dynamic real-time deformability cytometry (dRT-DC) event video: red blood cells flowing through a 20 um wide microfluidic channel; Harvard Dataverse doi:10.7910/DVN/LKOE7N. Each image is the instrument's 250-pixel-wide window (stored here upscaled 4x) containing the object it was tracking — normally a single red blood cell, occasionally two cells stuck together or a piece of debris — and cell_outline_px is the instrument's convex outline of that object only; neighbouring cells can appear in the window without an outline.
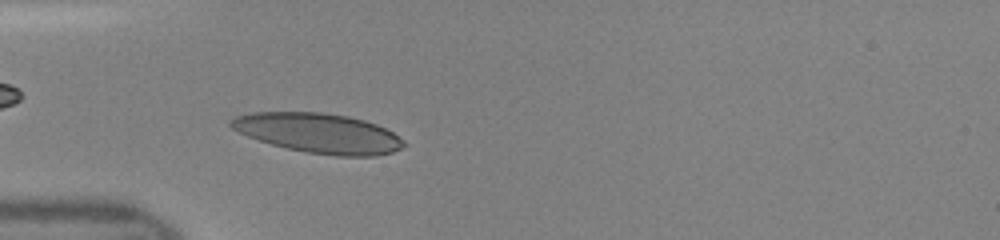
{"species": "human", "species_latin": "Homo sapiens", "temperature_condition": "room temperature", "stored_images_in_passage": 40, "camera_frame_rate_fps": 3000, "um_per_image_px": 0.085, "donor": {"sex": "female"}, "frame": {"image": 1, "passage_image": 10, "time_ms": 3.0, "image_size_px": [1000, 240], "cell_outline_px": [[408, 144], [392, 152], [376, 156], [336, 156], [308, 152], [288, 148], [272, 144], [248, 136], [232, 128], [228, 124], [228, 120], [236, 116], [252, 112], [320, 112], [348, 116], [364, 120], [376, 124], [392, 132], [404, 140]], "centroid_in_image_um": [27.09, 11.31], "position_along_channel_um": 57.9, "area_um2": 39.88}}
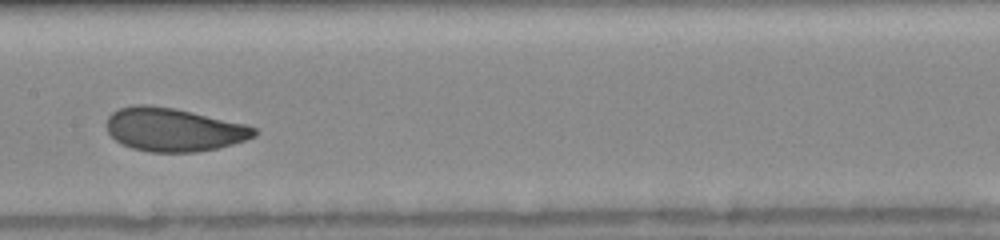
{"frame": {"image": 2, "passage_image": 20, "time_ms": 6.333, "image_size_px": [1000, 240], "cell_outline_px": [[260, 132], [256, 136], [232, 144], [216, 148], [196, 152], [148, 152], [132, 148], [120, 144], [108, 132], [104, 124], [108, 116], [112, 112], [120, 108], [132, 104], [148, 104], [172, 108], [244, 124], [256, 128]], "centroid_in_image_um": [14.7, 11.02], "position_along_channel_um": 192.7, "area_um2": 37.34}}
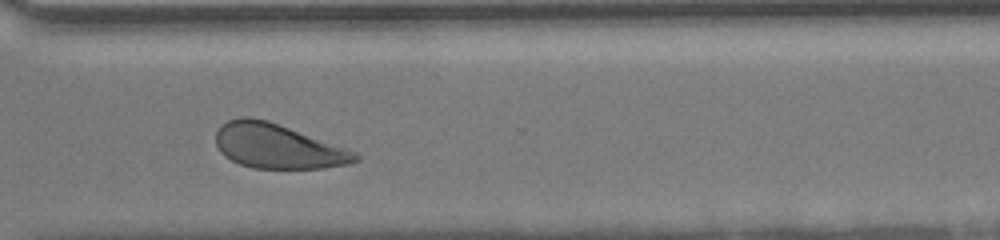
{"frame": {"image": 3, "passage_image": 31, "time_ms": 10.0, "image_size_px": [1000, 240], "cell_outline_px": [[360, 160], [348, 164], [324, 168], [252, 168], [240, 164], [224, 156], [220, 152], [216, 144], [216, 132], [220, 124], [228, 120], [240, 116], [248, 116], [268, 120], [348, 148], [356, 152], [360, 156]], "centroid_in_image_um": [23.6, 12.41], "position_along_channel_um": 347.0, "area_um2": 36.53}}